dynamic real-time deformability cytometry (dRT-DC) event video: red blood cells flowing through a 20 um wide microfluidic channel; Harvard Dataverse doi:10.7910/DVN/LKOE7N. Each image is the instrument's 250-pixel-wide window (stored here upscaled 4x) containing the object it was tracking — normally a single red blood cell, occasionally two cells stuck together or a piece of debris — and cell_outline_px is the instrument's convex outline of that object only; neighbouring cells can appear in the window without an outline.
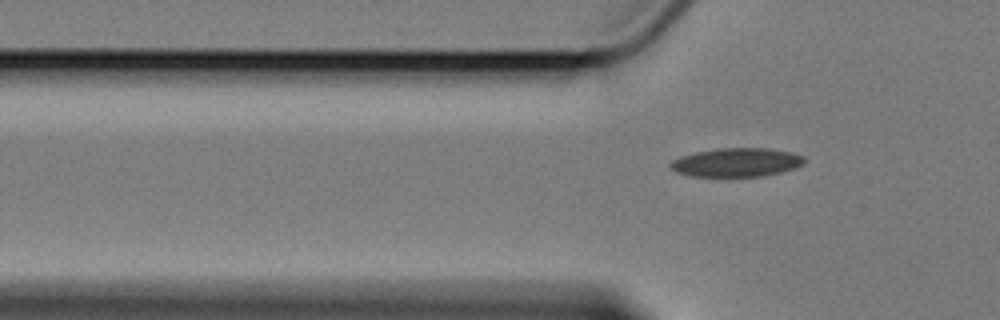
{"species": "Egyptian fruit bat (a non-hibernating species)", "species_latin": "Rousettus aegyptiacus", "temperature_condition": "cold", "stored_images_in_passage": 4, "segment_of_instrument_passage": [2, 2], "camera_frame_rate_fps": 3000, "um_per_image_px": 0.085, "animal": {"sex": "female"}, "frame": {"image": 1, "passage_image": 4, "time_ms": 3.667, "image_size_px": [1000, 320], "cell_outline_px": [[804, 164], [796, 168], [764, 176], [688, 176], [676, 172], [668, 164], [672, 160], [680, 156], [696, 152], [716, 148], [768, 148], [792, 152], [804, 156]], "centroid_in_image_um": [62.61, 13.8], "position_along_channel_um": 63.2, "area_um2": 22.54}}